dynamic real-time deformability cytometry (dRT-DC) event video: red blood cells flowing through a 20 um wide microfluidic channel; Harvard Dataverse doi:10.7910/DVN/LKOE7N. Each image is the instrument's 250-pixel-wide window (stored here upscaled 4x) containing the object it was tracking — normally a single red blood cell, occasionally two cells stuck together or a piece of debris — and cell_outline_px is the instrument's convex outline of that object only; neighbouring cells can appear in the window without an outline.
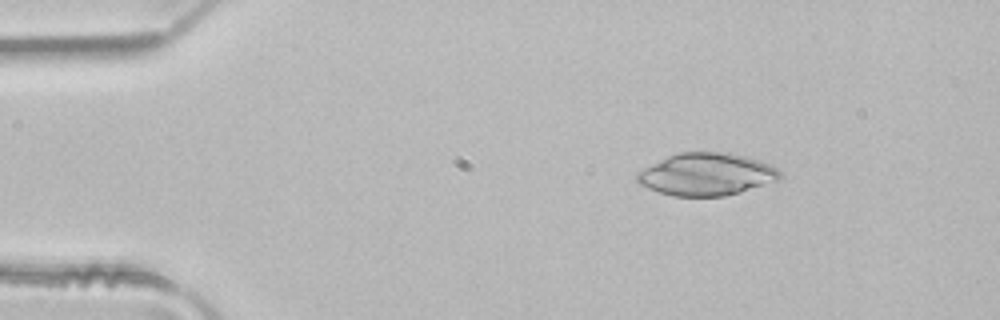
{"species": "common noctule bat (a hibernating species)", "species_latin": "Nyctalus noctula", "temperature_condition": "room temperature", "stored_images_in_passage": 3, "camera_frame_rate_fps": 3000, "um_per_image_px": 0.085, "animal": {"sex": "male", "body_mass_g": 21.5, "forearm_length_mm": 52.0}, "frame": {"image": 1, "passage_image": 1, "time_ms": 0.0, "image_size_px": [1000, 320], "cell_outline_px": [[780, 180], [740, 192], [724, 196], [672, 196], [648, 188], [640, 184], [636, 180], [636, 172], [668, 156], [680, 152], [728, 152], [744, 156], [768, 164], [776, 168], [780, 172]], "centroid_in_image_um": [60.04, 14.82], "position_along_channel_um": 25.0, "area_um2": 35.08}}